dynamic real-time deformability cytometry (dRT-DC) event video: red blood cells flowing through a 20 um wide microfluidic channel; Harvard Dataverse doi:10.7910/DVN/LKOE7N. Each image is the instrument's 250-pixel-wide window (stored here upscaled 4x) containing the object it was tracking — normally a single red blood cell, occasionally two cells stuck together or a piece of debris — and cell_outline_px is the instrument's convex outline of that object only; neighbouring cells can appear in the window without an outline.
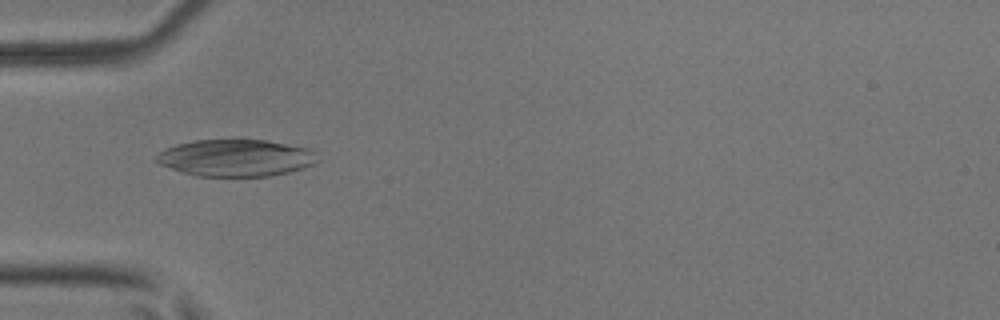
{"species": "common noctule bat (a hibernating species)", "species_latin": "Nyctalus noctula", "temperature_condition": "room temperature", "stored_images_in_passage": 51, "camera_frame_rate_fps": 3000, "um_per_image_px": 0.085, "animal": {"sex": "male", "body_mass_g": 17.9, "forearm_length_mm": 54.2}, "frame": {"image": 1, "passage_image": 15, "time_ms": 4.667, "image_size_px": [1000, 320], "cell_outline_px": [[320, 160], [316, 164], [304, 168], [272, 176], [196, 176], [160, 164], [156, 160], [156, 156], [164, 148], [176, 144], [192, 140], [236, 136], [264, 140], [308, 148], [316, 152]], "centroid_in_image_um": [20.07, 13.37], "position_along_channel_um": 64.9, "area_um2": 35.78}}
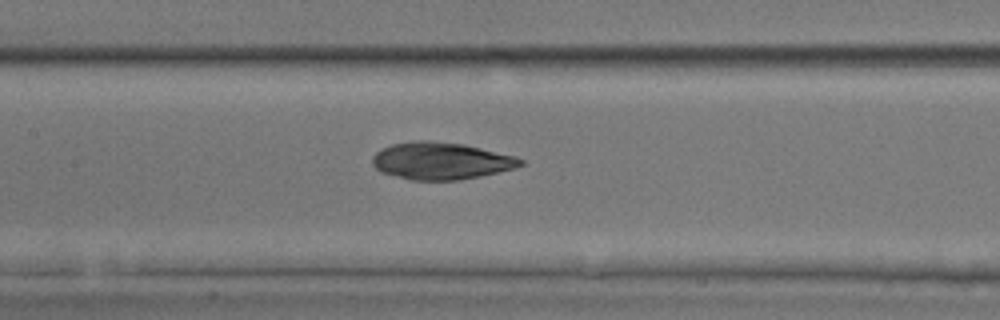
{"frame": {"image": 2, "passage_image": 23, "time_ms": 7.333, "image_size_px": [1000, 320], "cell_outline_px": [[524, 164], [516, 168], [480, 176], [460, 180], [412, 180], [380, 172], [372, 164], [372, 156], [380, 148], [392, 144], [412, 140], [432, 140], [464, 144], [516, 156], [524, 160]], "centroid_in_image_um": [37.47, 13.66], "position_along_channel_um": 169.9, "area_um2": 32.37}}
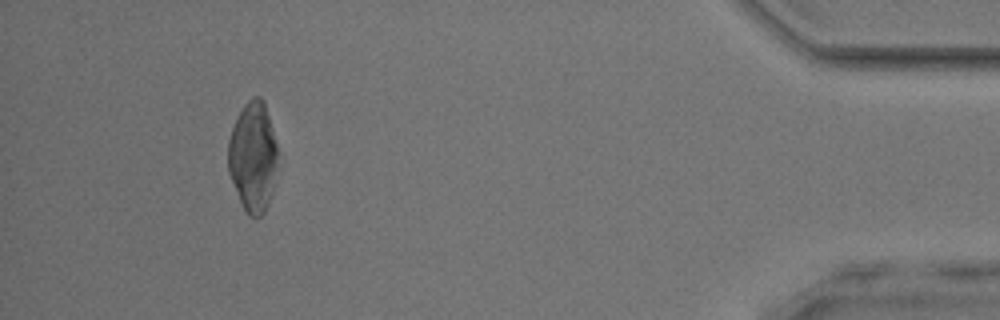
{"frame": {"image": 3, "passage_image": 46, "time_ms": 15.0, "image_size_px": [1000, 320], "cell_outline_px": [[280, 152], [272, 188], [268, 204], [264, 212], [260, 216], [248, 216], [244, 212], [228, 172], [228, 140], [232, 128], [244, 104], [252, 96], [260, 96], [264, 100]], "centroid_in_image_um": [21.51, 13.31], "position_along_channel_um": 413.7, "area_um2": 32.14}}